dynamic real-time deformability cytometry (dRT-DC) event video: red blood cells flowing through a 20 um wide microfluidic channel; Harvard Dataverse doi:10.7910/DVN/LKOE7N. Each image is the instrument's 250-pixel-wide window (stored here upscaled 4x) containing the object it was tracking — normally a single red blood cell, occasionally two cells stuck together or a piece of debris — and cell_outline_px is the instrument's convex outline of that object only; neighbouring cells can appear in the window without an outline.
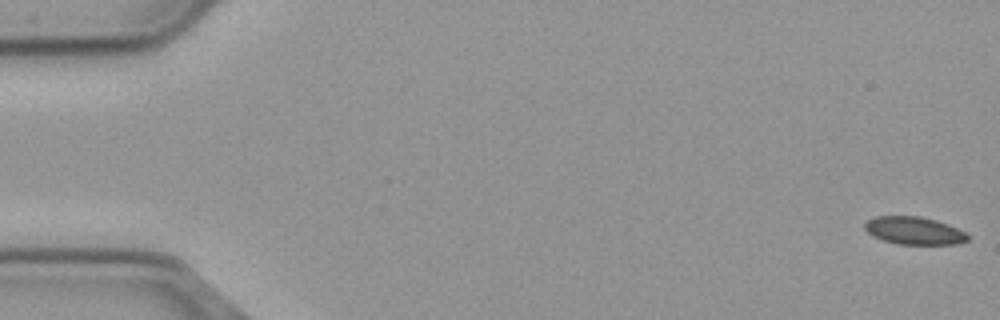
{"species": "common noctule bat (a hibernating species)", "species_latin": "Nyctalus noctula", "temperature_condition": "cold", "stored_images_in_passage": 14, "camera_frame_rate_fps": 3000, "um_per_image_px": 0.085, "animal": {"sex": "male", "body_mass_g": 23.1, "forearm_length_mm": 52.7}, "frame": {"image": 1, "passage_image": 1, "time_ms": 0.0, "image_size_px": [1000, 320], "cell_outline_px": [[968, 240], [956, 244], [900, 244], [884, 240], [872, 236], [864, 228], [864, 224], [868, 220], [876, 216], [920, 216], [936, 220], [948, 224], [964, 232], [968, 236]], "centroid_in_image_um": [77.68, 19.6], "position_along_channel_um": 7.3, "area_um2": 16.47}}
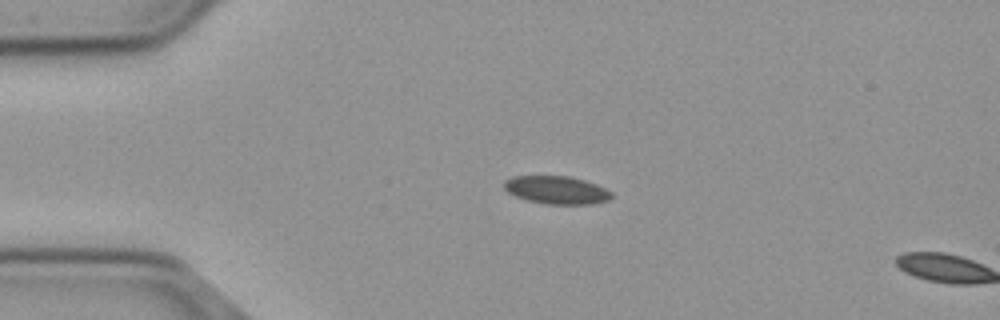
{"frame": {"image": 2, "passage_image": 13, "time_ms": 4.0, "image_size_px": [1000, 320], "cell_outline_px": [[612, 196], [608, 200], [592, 204], [548, 204], [528, 200], [516, 196], [508, 192], [504, 188], [504, 180], [512, 176], [568, 176], [584, 180], [596, 184], [612, 192]], "centroid_in_image_um": [47.3, 16.14], "position_along_channel_um": 37.7, "area_um2": 17.4}}